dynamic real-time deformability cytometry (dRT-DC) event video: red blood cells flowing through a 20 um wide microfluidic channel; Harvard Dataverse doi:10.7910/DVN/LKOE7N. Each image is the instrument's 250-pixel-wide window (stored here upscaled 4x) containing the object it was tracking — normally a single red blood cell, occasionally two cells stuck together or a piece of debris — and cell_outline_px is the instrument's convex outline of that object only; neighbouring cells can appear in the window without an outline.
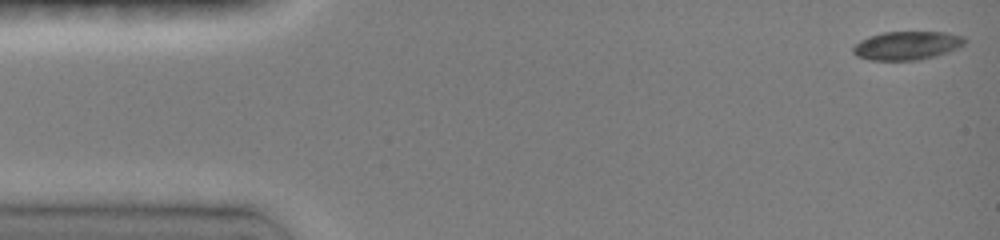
{"species": "common noctule bat (a hibernating species)", "species_latin": "Nyctalus noctula", "temperature_condition": "room temperature", "stored_images_in_passage": 51, "camera_frame_rate_fps": 3000, "um_per_image_px": 0.085, "animal": {"sex": "female", "body_mass_g": 19.0, "forearm_length_mm": 51.5}, "frame": {"image": 1, "passage_image": 1, "time_ms": 0.0, "image_size_px": [1000, 240], "cell_outline_px": [[968, 40], [964, 44], [948, 52], [936, 56], [920, 60], [868, 60], [856, 56], [852, 52], [852, 48], [860, 40], [884, 32], [944, 32], [964, 36]], "centroid_in_image_um": [77.1, 3.88], "position_along_channel_um": 7.9, "area_um2": 18.61}}
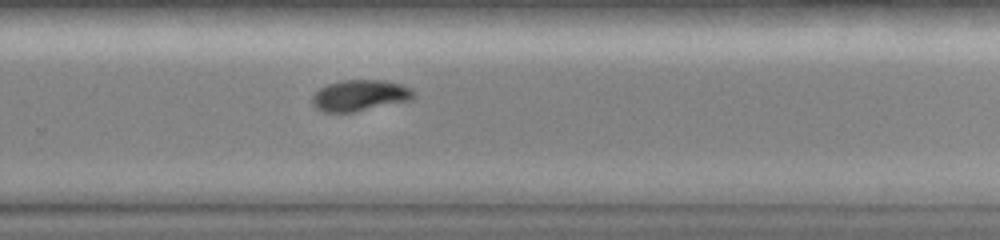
{"frame": {"image": 2, "passage_image": 33, "time_ms": 10.0, "image_size_px": [1000, 240], "cell_outline_px": [[416, 96], [412, 100], [352, 112], [324, 112], [316, 108], [312, 104], [312, 96], [320, 88], [328, 84], [344, 80], [388, 80], [412, 88], [416, 92]], "centroid_in_image_um": [30.63, 8.11], "position_along_channel_um": 299.2, "area_um2": 18.5}}
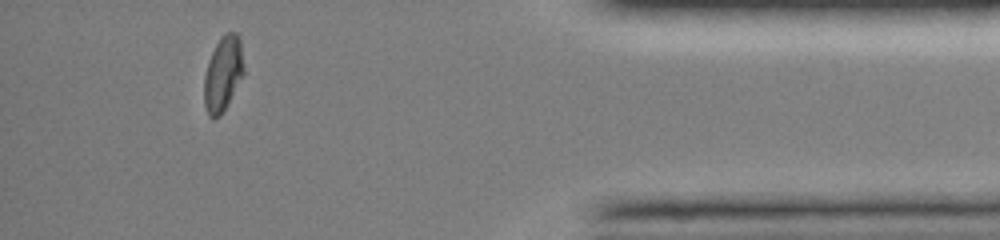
{"frame": {"image": 3, "passage_image": 45, "time_ms": 13.667, "image_size_px": [1000, 240], "cell_outline_px": [[244, 72], [220, 116], [212, 120], [208, 116], [204, 104], [204, 76], [208, 60], [220, 36], [228, 32], [236, 32], [240, 36], [244, 68]], "centroid_in_image_um": [18.94, 6.24], "position_along_channel_um": 416.3, "area_um2": 17.28}, "authors_computed_cell_mechanics": {"area_um2": 18.6116, "velocity_mm_per_s": 4.0939, "shape_relaxation_time_tau1_ms": 3.2378, "shape_relaxation_time_tau2_ms": 6.8199, "deformation_change_tau1": 0.1321, "deformation_change_tau2": 0.0933}}